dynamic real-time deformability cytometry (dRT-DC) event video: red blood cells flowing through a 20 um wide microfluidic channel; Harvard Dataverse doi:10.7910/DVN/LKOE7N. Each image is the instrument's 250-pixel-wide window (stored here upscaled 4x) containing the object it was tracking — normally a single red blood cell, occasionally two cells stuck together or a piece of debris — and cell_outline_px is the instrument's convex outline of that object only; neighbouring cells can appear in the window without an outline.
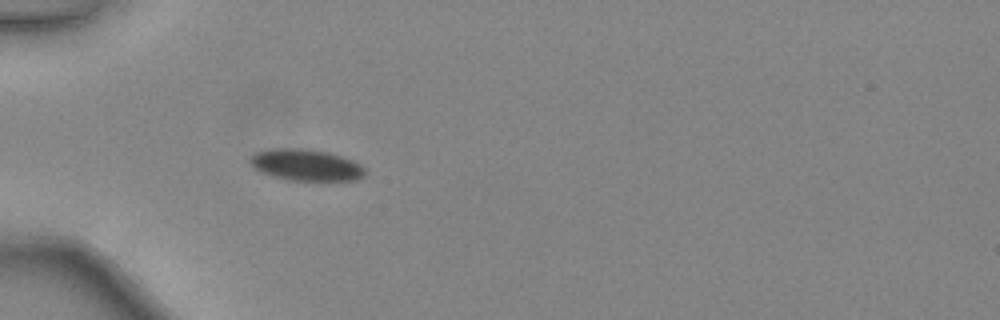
{"species": "common noctule bat (a hibernating species)", "species_latin": "Nyctalus noctula", "temperature_condition": "warm", "stored_images_in_passage": 29, "camera_frame_rate_fps": 3000, "um_per_image_px": 0.085, "animal": {"sex": "female", "body_mass_g": 24.6, "forearm_length_mm": 56.2}, "frame": {"image": 1, "passage_image": 1, "time_ms": 0.0, "image_size_px": [1000, 320], "cell_outline_px": [[364, 176], [356, 180], [288, 180], [272, 176], [260, 172], [252, 168], [248, 160], [256, 152], [272, 148], [308, 148], [328, 152], [352, 160], [360, 164], [364, 168]], "centroid_in_image_um": [25.96, 14.01], "position_along_channel_um": 59.0, "area_um2": 21.21}}
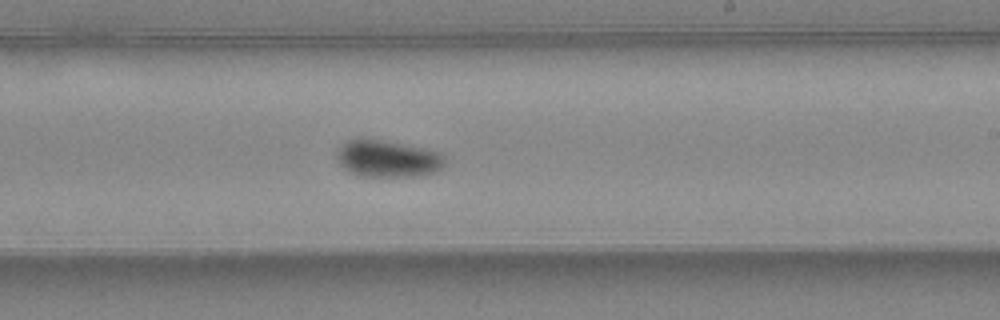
{"frame": {"image": 2, "passage_image": 15, "time_ms": 4.667, "image_size_px": [1000, 320], "cell_outline_px": [[444, 164], [436, 172], [420, 176], [360, 176], [348, 172], [340, 164], [336, 156], [336, 152], [340, 144], [356, 136], [360, 136], [384, 140], [428, 148], [440, 152], [444, 156]], "centroid_in_image_um": [32.91, 13.45], "position_along_channel_um": 256.1, "area_um2": 23.99}}
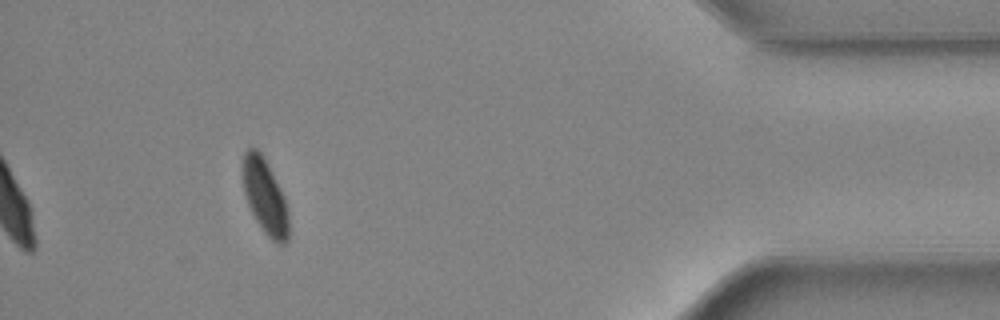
{"frame": {"image": 3, "passage_image": 29, "time_ms": 9.333, "image_size_px": [1000, 320], "cell_outline_px": [[288, 240], [284, 244], [276, 244], [264, 232], [256, 220], [248, 204], [244, 192], [240, 172], [244, 152], [248, 148], [256, 148], [264, 156], [284, 196], [288, 212]], "centroid_in_image_um": [22.49, 16.67], "position_along_channel_um": 412.7, "area_um2": 20.35}, "authors_computed_cell_mechanics": {"area_um2": 22.6576, "velocity_mm_per_s": 4.4325, "shape_relaxation_time_tau1_ms": 2.0616, "shape_relaxation_time_tau2_ms": null, "deformation_change_tau1": 0.0908, "deformation_change_tau2": null}}